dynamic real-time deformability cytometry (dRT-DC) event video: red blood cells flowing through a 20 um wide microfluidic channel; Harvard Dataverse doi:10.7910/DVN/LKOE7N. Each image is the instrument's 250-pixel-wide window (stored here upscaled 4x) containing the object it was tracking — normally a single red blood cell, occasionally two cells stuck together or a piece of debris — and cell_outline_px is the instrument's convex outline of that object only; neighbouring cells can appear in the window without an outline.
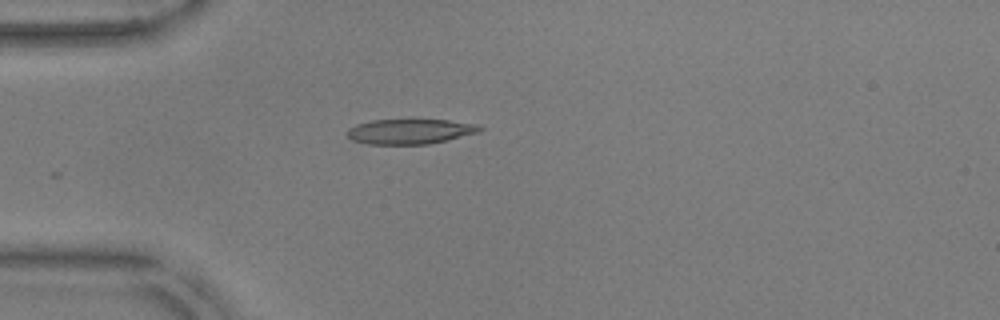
{"species": "common noctule bat (a hibernating species)", "species_latin": "Nyctalus noctula", "temperature_condition": "warm", "stored_images_in_passage": 13, "camera_frame_rate_fps": 3000, "um_per_image_px": 0.085, "animal": {"sex": "male", "body_mass_g": 17.9, "forearm_length_mm": 54.2}, "frame": {"image": 1, "passage_image": 1, "time_ms": 0.0, "image_size_px": [1000, 320], "cell_outline_px": [[484, 128], [480, 132], [448, 140], [428, 144], [368, 144], [352, 140], [344, 132], [348, 128], [356, 124], [372, 120], [448, 120], [476, 124]], "centroid_in_image_um": [34.84, 11.17], "position_along_channel_um": 50.2, "area_um2": 19.42}}
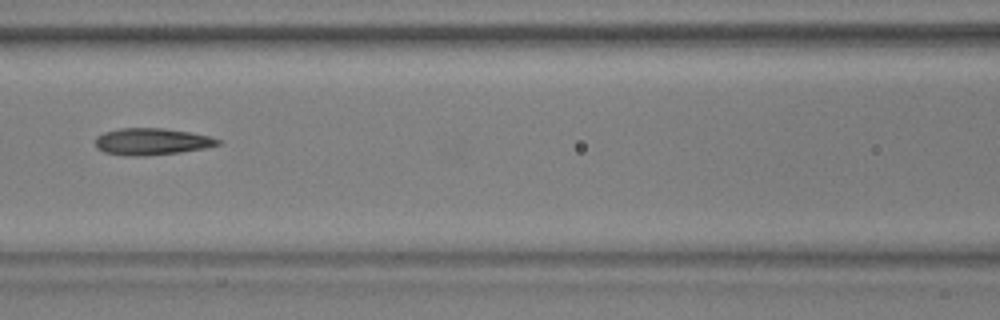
{"frame": {"image": 2, "passage_image": 10, "time_ms": 3.0, "image_size_px": [1000, 320], "cell_outline_px": [[220, 144], [204, 148], [180, 152], [144, 156], [124, 156], [104, 152], [96, 148], [96, 136], [104, 132], [120, 128], [164, 128], [188, 132], [208, 136], [220, 140]], "centroid_in_image_um": [12.84, 12.04], "position_along_channel_um": 153.8, "area_um2": 19.07}}